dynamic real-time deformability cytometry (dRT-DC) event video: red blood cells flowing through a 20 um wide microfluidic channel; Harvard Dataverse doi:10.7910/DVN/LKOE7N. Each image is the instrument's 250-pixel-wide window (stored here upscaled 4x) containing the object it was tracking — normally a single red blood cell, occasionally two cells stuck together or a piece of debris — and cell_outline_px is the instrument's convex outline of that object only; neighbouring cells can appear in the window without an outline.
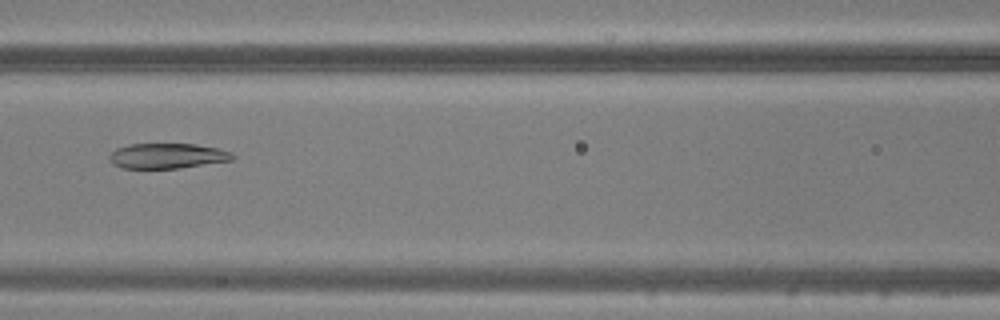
{"species": "common noctule bat (a hibernating species)", "species_latin": "Nyctalus noctula", "temperature_condition": "warm", "stored_images_in_passage": 35, "camera_frame_rate_fps": 3000, "um_per_image_px": 0.085, "animal": {"sex": "male", "body_mass_g": 20.5, "forearm_length_mm": 52.5}, "frame": {"image": 1, "passage_image": 8, "time_ms": 2.333, "image_size_px": [1000, 320], "cell_outline_px": [[236, 156], [232, 160], [180, 168], [124, 168], [112, 164], [108, 156], [116, 148], [128, 144], [196, 144], [216, 148], [232, 152]], "centroid_in_image_um": [14.21, 13.25], "position_along_channel_um": 152.4, "area_um2": 18.09}}
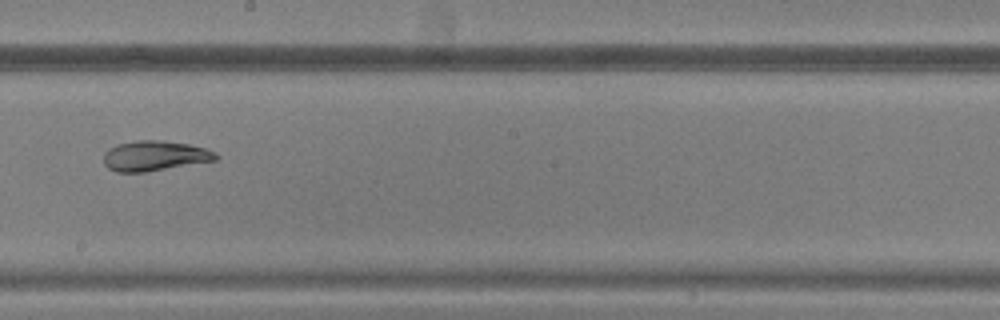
{"frame": {"image": 2, "passage_image": 14, "time_ms": 4.333, "image_size_px": [1000, 320], "cell_outline_px": [[220, 156], [216, 160], [144, 172], [116, 172], [108, 168], [104, 164], [104, 152], [108, 148], [116, 144], [136, 140], [164, 140], [188, 144], [204, 148], [216, 152]], "centroid_in_image_um": [13.12, 13.23], "position_along_channel_um": 235.1, "area_um2": 19.77}}
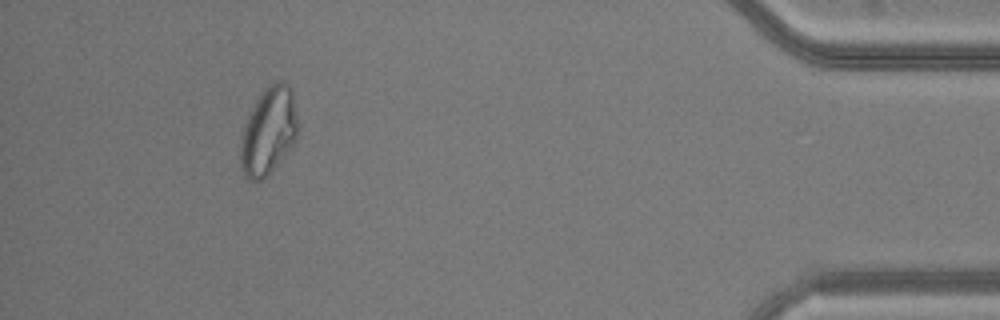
{"frame": {"image": 3, "passage_image": 31, "time_ms": 10.0, "image_size_px": [1000, 320], "cell_outline_px": [[300, 124], [296, 140], [288, 152], [260, 180], [248, 180], [244, 176], [240, 168], [240, 144], [244, 124], [260, 92], [268, 84], [276, 80], [284, 80], [288, 84], [292, 92]], "centroid_in_image_um": [22.84, 11.09], "position_along_channel_um": 412.4, "area_um2": 29.59}}